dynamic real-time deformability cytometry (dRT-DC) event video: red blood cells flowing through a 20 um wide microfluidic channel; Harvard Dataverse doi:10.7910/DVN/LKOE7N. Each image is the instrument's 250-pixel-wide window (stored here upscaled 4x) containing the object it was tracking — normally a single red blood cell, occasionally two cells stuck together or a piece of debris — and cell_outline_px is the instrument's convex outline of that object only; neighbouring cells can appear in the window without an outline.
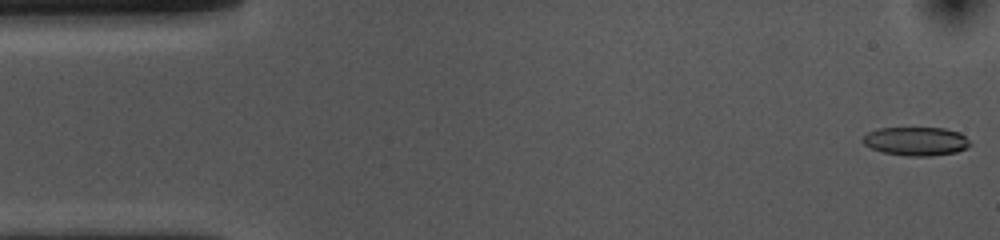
{"species": "common noctule bat (a hibernating species)", "species_latin": "Nyctalus noctula", "temperature_condition": "cold", "stored_images_in_passage": 53, "camera_frame_rate_fps": 3000, "um_per_image_px": 0.085, "animal": {"sex": "female", "body_mass_g": 10.0, "forearm_length_mm": 53.1}, "frame": {"image": 1, "passage_image": 1, "time_ms": 0.0, "image_size_px": [1000, 240], "cell_outline_px": [[972, 144], [968, 148], [956, 152], [932, 156], [908, 156], [884, 152], [872, 148], [864, 144], [860, 140], [868, 132], [876, 128], [944, 128], [960, 132]], "centroid_in_image_um": [77.88, 12.0], "position_along_channel_um": 7.1, "area_um2": 17.98}}
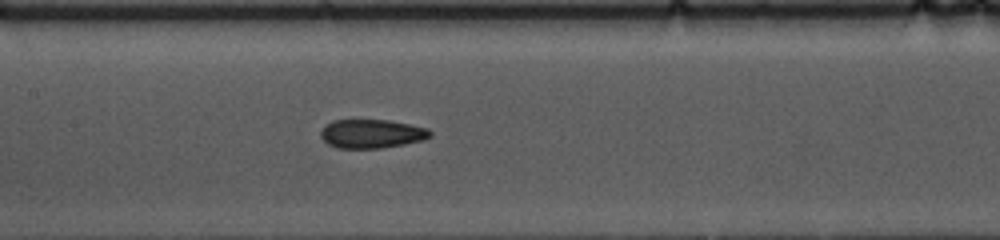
{"frame": {"image": 2, "passage_image": 24, "time_ms": 7.667, "image_size_px": [1000, 240], "cell_outline_px": [[432, 136], [424, 140], [404, 144], [380, 148], [336, 148], [328, 144], [320, 136], [320, 132], [324, 124], [332, 120], [388, 120], [412, 124], [428, 128], [432, 132]], "centroid_in_image_um": [31.6, 11.36], "position_along_channel_um": 175.8, "area_um2": 18.61}}
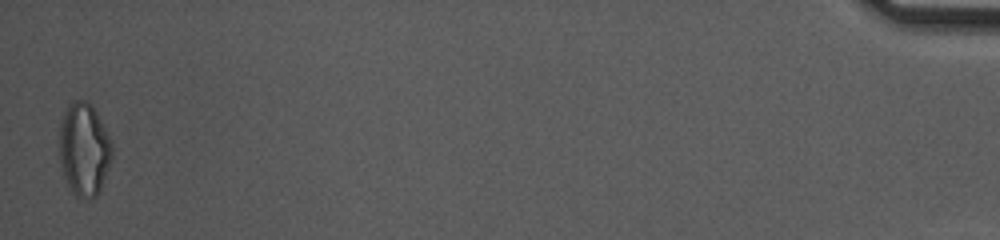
{"frame": {"image": 3, "passage_image": 53, "time_ms": 17.333, "image_size_px": [1000, 240], "cell_outline_px": [[112, 160], [100, 188], [96, 196], [76, 196], [72, 192], [64, 176], [60, 164], [60, 124], [64, 112], [68, 104], [76, 100], [88, 100], [92, 104], [112, 144]], "centroid_in_image_um": [7.14, 12.65], "position_along_channel_um": 428.1, "area_um2": 28.15}, "authors_computed_cell_mechanics": {"area_um2": 18.8428, "velocity_mm_per_s": 3.6453, "shape_relaxation_time_tau1_ms": 9.3049, "shape_relaxation_time_tau2_ms": 3.2301, "deformation_change_tau1": 0.1615, "deformation_change_tau2": 0.0868}}